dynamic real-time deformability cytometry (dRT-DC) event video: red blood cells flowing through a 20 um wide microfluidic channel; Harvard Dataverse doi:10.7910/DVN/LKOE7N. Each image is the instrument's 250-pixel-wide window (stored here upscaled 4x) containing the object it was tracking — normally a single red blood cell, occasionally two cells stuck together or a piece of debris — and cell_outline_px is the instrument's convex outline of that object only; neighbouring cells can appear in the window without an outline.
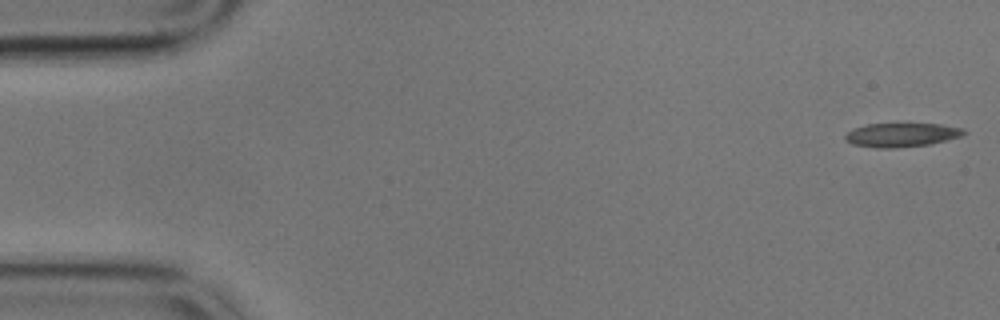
{"species": "common noctule bat (a hibernating species)", "species_latin": "Nyctalus noctula", "temperature_condition": "cold", "stored_images_in_passage": 57, "camera_frame_rate_fps": 3000, "um_per_image_px": 0.085, "animal": {"sex": "male", "body_mass_g": 17.9}, "frame": {"image": 1, "passage_image": 1, "time_ms": 0.0, "image_size_px": [1000, 320], "cell_outline_px": [[968, 132], [960, 136], [932, 144], [896, 148], [876, 148], [852, 144], [844, 140], [844, 136], [852, 128], [868, 124], [940, 124], [964, 128]], "centroid_in_image_um": [76.62, 11.47], "position_along_channel_um": 8.4, "area_um2": 16.65}}
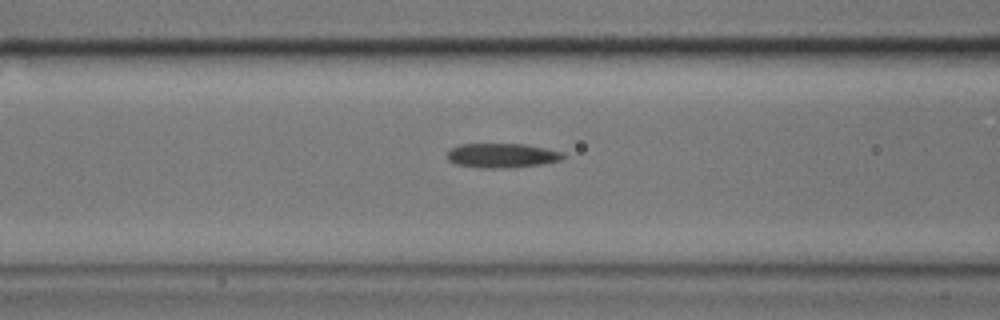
{"frame": {"image": 2, "passage_image": 22, "time_ms": 7.0, "image_size_px": [1000, 320], "cell_outline_px": [[568, 156], [564, 160], [544, 164], [512, 168], [480, 168], [456, 164], [448, 160], [448, 148], [460, 144], [524, 144], [564, 152]], "centroid_in_image_um": [42.72, 13.23], "position_along_channel_um": 123.9, "area_um2": 16.88}}
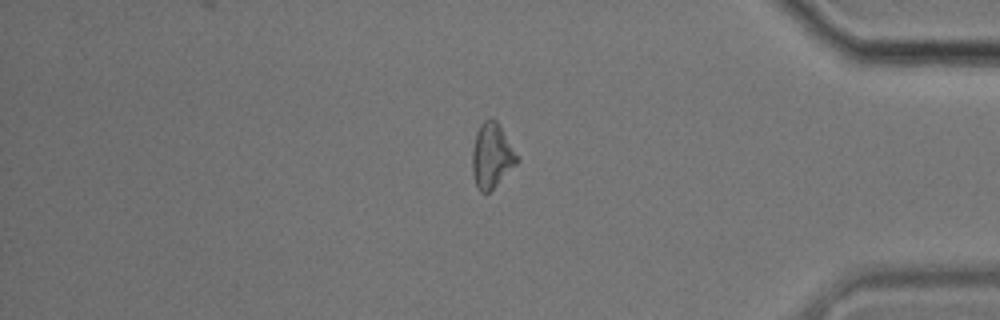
{"frame": {"image": 3, "passage_image": 48, "time_ms": 15.667, "image_size_px": [1000, 320], "cell_outline_px": [[520, 160], [488, 192], [480, 192], [476, 184], [472, 172], [472, 152], [476, 132], [480, 124], [484, 120], [492, 116], [496, 120], [520, 156]], "centroid_in_image_um": [41.81, 13.18], "position_along_channel_um": 393.4, "area_um2": 16.88}, "authors_computed_cell_mechanics": {"area_um2": 16.7042, "velocity_mm_per_s": 3.4334, "shape_relaxation_time_tau1_ms": 5.9078, "shape_relaxation_time_tau2_ms": 6.3051, "deformation_change_tau1": 0.1618, "deformation_change_tau2": 0.1746}}